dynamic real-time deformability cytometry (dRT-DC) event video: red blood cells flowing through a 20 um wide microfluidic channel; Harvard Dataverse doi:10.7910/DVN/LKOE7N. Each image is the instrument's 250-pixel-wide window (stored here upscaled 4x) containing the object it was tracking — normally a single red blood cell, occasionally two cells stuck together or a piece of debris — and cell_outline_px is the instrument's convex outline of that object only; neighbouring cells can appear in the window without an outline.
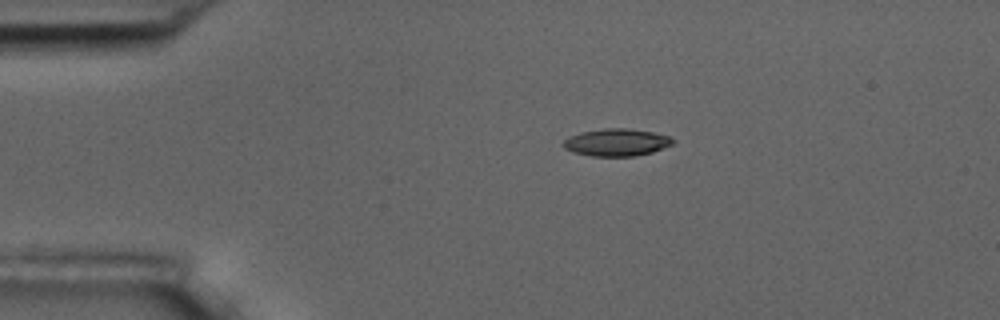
{"species": "common noctule bat (a hibernating species)", "species_latin": "Nyctalus noctula", "temperature_condition": "room temperature", "stored_images_in_passage": 9, "camera_frame_rate_fps": 3000, "um_per_image_px": 0.085, "animal": {"sex": "male", "body_mass_g": 17.5, "forearm_length_mm": 52.3}, "frame": {"image": 1, "passage_image": 1, "time_ms": 0.0, "image_size_px": [1000, 320], "cell_outline_px": [[676, 140], [672, 144], [652, 152], [636, 156], [592, 156], [572, 152], [564, 148], [564, 140], [568, 136], [580, 132], [604, 128], [628, 128], [652, 132], [668, 136]], "centroid_in_image_um": [52.39, 12.1], "position_along_channel_um": 32.6, "area_um2": 17.46}}
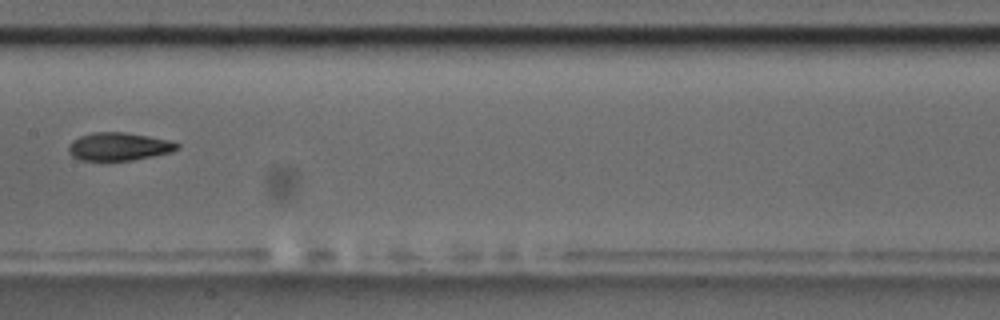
{"frame": {"image": 2, "passage_image": 6, "time_ms": 5.667, "image_size_px": [1000, 320], "cell_outline_px": [[180, 148], [172, 152], [132, 160], [80, 160], [72, 156], [68, 152], [68, 144], [72, 140], [80, 136], [92, 132], [124, 132], [172, 140], [180, 144]], "centroid_in_image_um": [10.11, 12.45], "position_along_channel_um": 197.3, "area_um2": 17.86}}
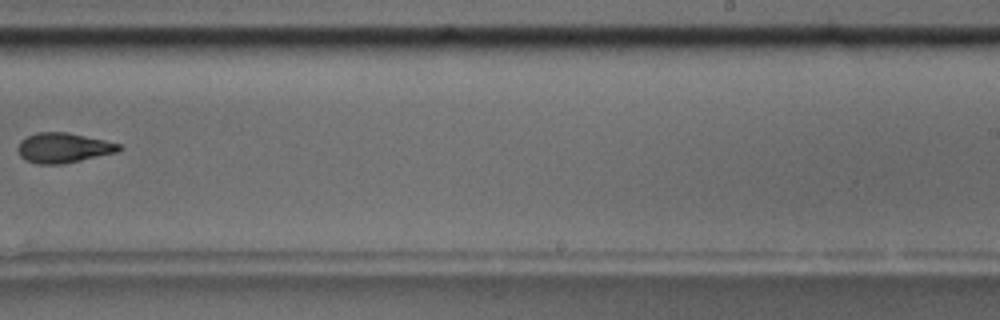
{"frame": {"image": 3, "passage_image": 8, "time_ms": 8.0, "image_size_px": [1000, 320], "cell_outline_px": [[124, 148], [116, 152], [64, 164], [36, 164], [20, 156], [16, 148], [20, 140], [36, 132], [68, 132], [104, 140], [120, 144]], "centroid_in_image_um": [5.37, 12.56], "position_along_channel_um": 283.6, "area_um2": 17.69}}